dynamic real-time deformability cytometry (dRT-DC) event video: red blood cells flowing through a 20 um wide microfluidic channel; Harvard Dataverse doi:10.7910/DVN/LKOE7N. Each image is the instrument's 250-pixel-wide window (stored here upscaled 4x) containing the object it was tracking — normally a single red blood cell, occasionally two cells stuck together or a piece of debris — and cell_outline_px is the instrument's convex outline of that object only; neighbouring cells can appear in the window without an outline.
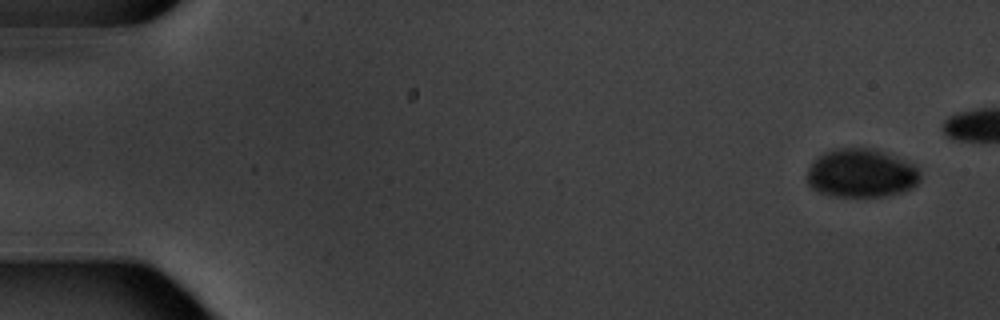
{"species": "common noctule bat (a hibernating species)", "species_latin": "Nyctalus noctula", "temperature_condition": "warm", "stored_images_in_passage": 6, "camera_frame_rate_fps": 3000, "um_per_image_px": 0.085, "animal": {"sex": "male", "body_mass_g": 20.1, "forearm_length_mm": 53.5}, "frame": {"image": 1, "passage_image": 1, "time_ms": 0.0, "image_size_px": [1000, 320], "cell_outline_px": [[920, 180], [912, 188], [900, 192], [884, 196], [832, 196], [816, 192], [808, 184], [808, 168], [824, 152], [836, 148], [872, 148], [884, 152], [904, 160], [912, 164], [920, 172]], "centroid_in_image_um": [73.2, 14.73], "position_along_channel_um": 11.8, "area_um2": 31.85}}